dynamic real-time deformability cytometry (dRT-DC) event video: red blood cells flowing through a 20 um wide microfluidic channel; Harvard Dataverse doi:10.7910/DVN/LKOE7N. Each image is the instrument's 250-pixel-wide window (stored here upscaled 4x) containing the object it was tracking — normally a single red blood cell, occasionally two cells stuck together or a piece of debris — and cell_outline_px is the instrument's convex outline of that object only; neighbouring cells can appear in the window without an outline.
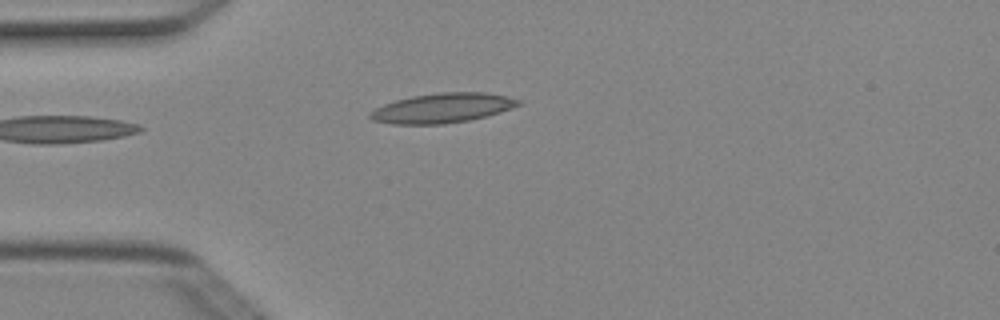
{"species": "Egyptian fruit bat (a non-hibernating species)", "species_latin": "Rousettus aegyptiacus", "temperature_condition": "cold", "stored_images_in_passage": 3, "camera_frame_rate_fps": 3000, "um_per_image_px": 0.085, "animal": {"sex": "female"}, "frame": {"image": 1, "passage_image": 2, "time_ms": 0.333, "image_size_px": [1000, 320], "cell_outline_px": [[524, 100], [520, 104], [512, 108], [500, 112], [468, 120], [444, 124], [392, 124], [372, 120], [368, 116], [368, 112], [384, 104], [396, 100], [412, 96], [440, 92], [484, 92], [508, 96]], "centroid_in_image_um": [37.61, 9.17], "position_along_channel_um": 47.4, "area_um2": 25.66}}